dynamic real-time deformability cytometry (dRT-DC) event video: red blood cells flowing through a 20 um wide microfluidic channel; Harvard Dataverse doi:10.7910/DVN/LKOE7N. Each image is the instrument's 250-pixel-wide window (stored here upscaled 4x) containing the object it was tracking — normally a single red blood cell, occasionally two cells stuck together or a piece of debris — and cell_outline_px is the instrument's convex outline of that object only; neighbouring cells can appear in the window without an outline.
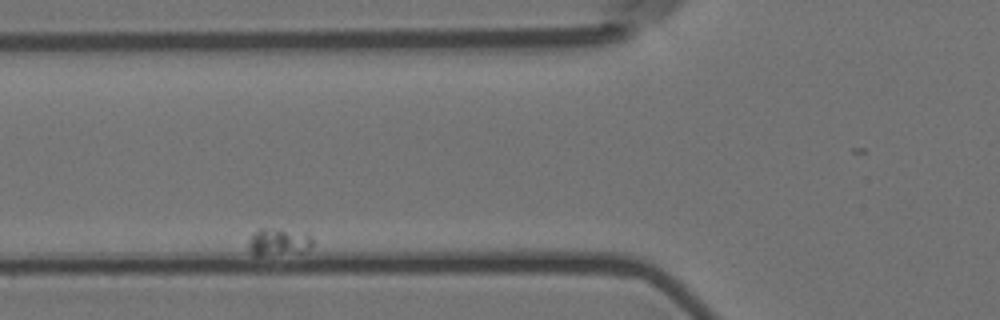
{"species": "Egyptian fruit bat (a non-hibernating species)", "species_latin": "Rousettus aegyptiacus", "temperature_condition": "room temperature", "stored_images_in_passage": 48, "camera_frame_rate_fps": 3000, "um_per_image_px": 0.085, "animal": {"sex": "female"}, "frame": {"image": 1, "passage_image": 7, "time_ms": 2.0, "image_size_px": [1000, 320], "cell_outline_px": [[312, 244], [304, 252], [260, 256], [252, 256], [248, 248], [248, 240], [260, 228], [280, 228], [308, 232], [312, 236]], "centroid_in_image_um": [23.69, 20.56], "position_along_channel_um": 102.1, "area_um2": 10.64}}
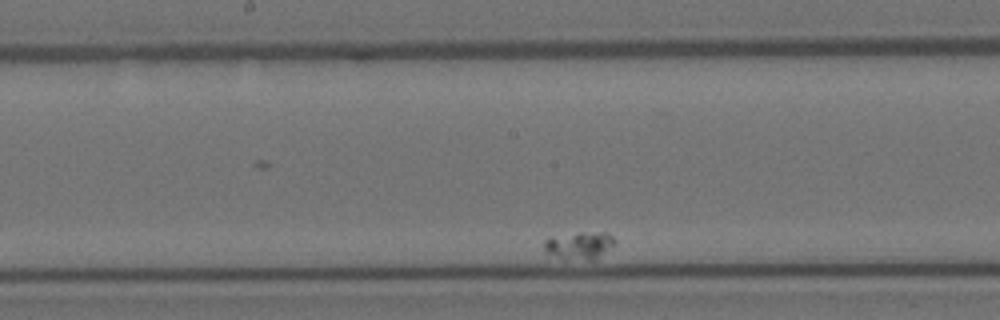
{"frame": {"image": 2, "passage_image": 22, "time_ms": 7.0, "image_size_px": [1000, 320], "cell_outline_px": [[616, 244], [596, 260], [564, 260], [544, 252], [544, 240], [548, 236], [580, 232], [604, 232], [612, 236], [616, 240]], "centroid_in_image_um": [49.23, 20.87], "position_along_channel_um": 199.0, "area_um2": 11.91}}
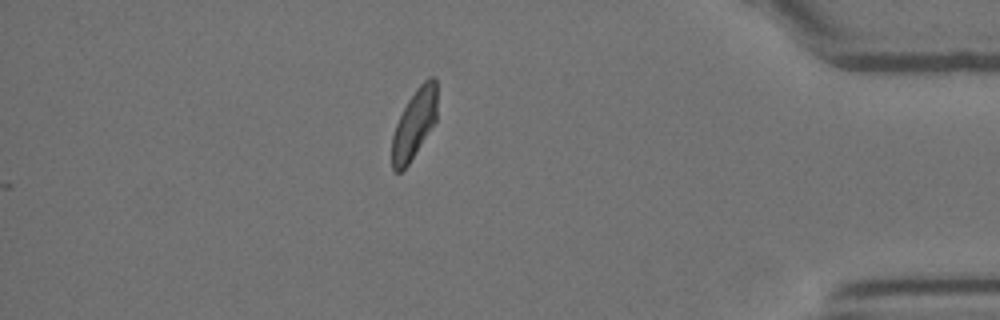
{"frame": {"image": 3, "passage_image": 48, "time_ms": 15.667, "image_size_px": [1000, 320], "cell_outline_px": [[436, 120], [408, 164], [400, 172], [396, 172], [392, 168], [392, 136], [396, 124], [408, 100], [416, 88], [428, 76], [432, 76], [436, 80]], "centroid_in_image_um": [35.2, 10.51], "position_along_channel_um": 400.0, "area_um2": 17.86}}